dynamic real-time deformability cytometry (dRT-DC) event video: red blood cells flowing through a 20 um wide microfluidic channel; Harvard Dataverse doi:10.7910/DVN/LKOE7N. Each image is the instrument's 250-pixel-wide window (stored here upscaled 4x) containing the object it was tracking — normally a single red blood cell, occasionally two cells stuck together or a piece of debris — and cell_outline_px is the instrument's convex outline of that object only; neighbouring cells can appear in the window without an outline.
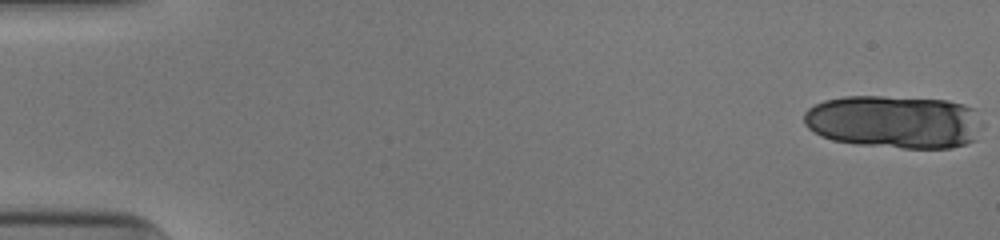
{"species": "human", "species_latin": "Homo sapiens", "temperature_condition": "cold", "stored_images_in_passage": 17, "camera_frame_rate_fps": 3000, "um_per_image_px": 0.085, "donor": {"sex": "male"}, "frame": {"image": 1, "passage_image": 1, "time_ms": 0.0, "image_size_px": [1000, 240], "cell_outline_px": [[984, 128], [976, 140], [952, 148], [904, 148], [856, 144], [832, 140], [820, 136], [808, 128], [804, 124], [804, 112], [808, 108], [824, 100], [844, 96], [884, 96], [948, 100], [964, 104], [972, 108], [984, 124]], "centroid_in_image_um": [76.05, 10.35], "position_along_channel_um": 9.0, "area_um2": 55.95}}